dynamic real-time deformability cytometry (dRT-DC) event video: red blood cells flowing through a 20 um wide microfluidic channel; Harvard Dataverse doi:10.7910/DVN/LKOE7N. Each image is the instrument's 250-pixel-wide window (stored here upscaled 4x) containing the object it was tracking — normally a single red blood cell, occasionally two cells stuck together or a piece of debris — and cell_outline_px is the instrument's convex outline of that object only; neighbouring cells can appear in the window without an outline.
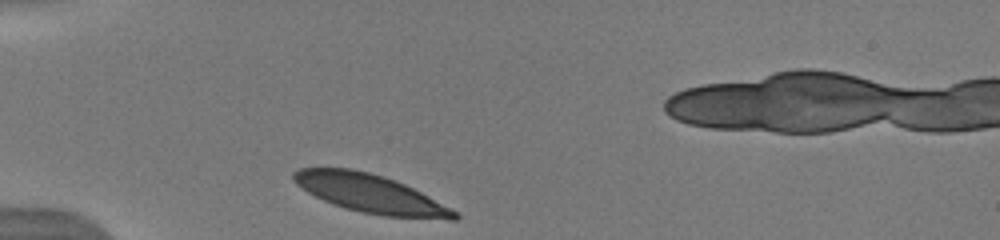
{"species": "human", "species_latin": "Homo sapiens", "temperature_condition": "warm", "stored_images_in_passage": 25, "camera_frame_rate_fps": 3000, "um_per_image_px": 0.085, "donor": {"sex": "male"}, "frame": {"image": 1, "passage_image": 1, "time_ms": 0.0, "image_size_px": [1000, 240], "cell_outline_px": [[460, 216], [456, 220], [452, 220], [384, 216], [360, 212], [344, 208], [332, 204], [308, 192], [296, 184], [292, 180], [292, 172], [300, 168], [352, 168], [384, 176], [404, 184], [428, 196], [456, 212]], "centroid_in_image_um": [31.45, 16.46], "position_along_channel_um": 53.6, "area_um2": 35.78}}
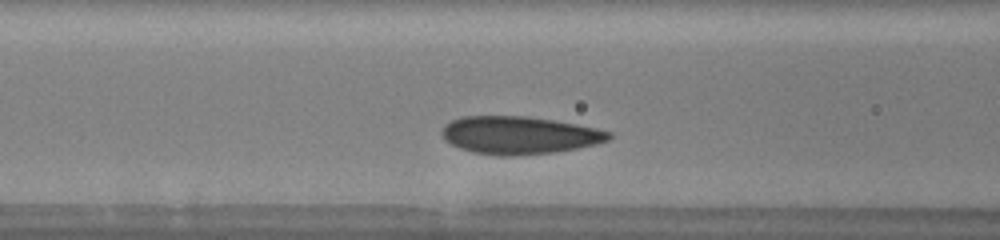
{"frame": {"image": 2, "passage_image": 14, "time_ms": 2.333, "image_size_px": [1000, 240], "cell_outline_px": [[612, 136], [608, 140], [596, 144], [576, 148], [552, 152], [512, 156], [500, 156], [472, 152], [460, 148], [444, 140], [440, 132], [444, 124], [460, 116], [528, 116], [576, 124], [596, 128], [612, 132]], "centroid_in_image_um": [44.09, 11.48], "position_along_channel_um": 122.5, "area_um2": 36.76}}